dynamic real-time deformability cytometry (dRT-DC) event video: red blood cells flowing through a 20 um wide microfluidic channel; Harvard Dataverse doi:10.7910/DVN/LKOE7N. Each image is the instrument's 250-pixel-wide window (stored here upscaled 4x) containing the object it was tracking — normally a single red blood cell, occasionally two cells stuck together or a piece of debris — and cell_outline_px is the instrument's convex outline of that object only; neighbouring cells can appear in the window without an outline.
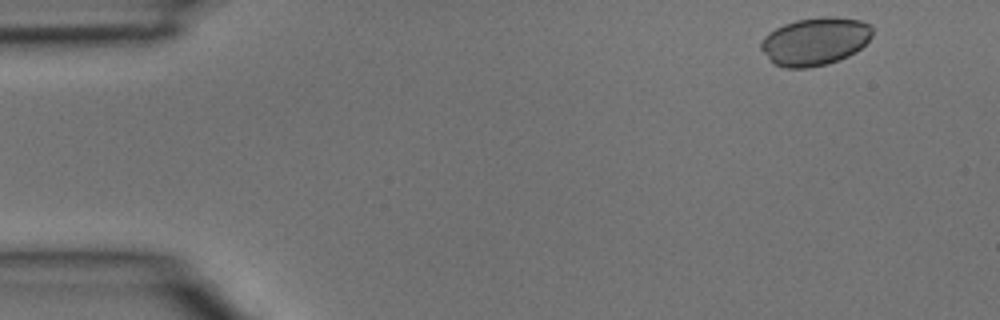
{"species": "common noctule bat (a hibernating species)", "species_latin": "Nyctalus noctula", "temperature_condition": "room temperature", "stored_images_in_passage": 3, "camera_frame_rate_fps": 3000, "um_per_image_px": 0.085, "animal": {"sex": "male", "body_mass_g": 15.6}, "frame": {"image": 1, "passage_image": 1, "time_ms": 0.0, "image_size_px": [1000, 320], "cell_outline_px": [[872, 36], [856, 52], [840, 60], [828, 64], [808, 68], [784, 68], [776, 64], [760, 48], [760, 44], [764, 36], [768, 32], [784, 24], [796, 20], [820, 16], [836, 16], [860, 20], [868, 24], [872, 28]], "centroid_in_image_um": [69.29, 3.5], "position_along_channel_um": 15.7, "area_um2": 31.15}}